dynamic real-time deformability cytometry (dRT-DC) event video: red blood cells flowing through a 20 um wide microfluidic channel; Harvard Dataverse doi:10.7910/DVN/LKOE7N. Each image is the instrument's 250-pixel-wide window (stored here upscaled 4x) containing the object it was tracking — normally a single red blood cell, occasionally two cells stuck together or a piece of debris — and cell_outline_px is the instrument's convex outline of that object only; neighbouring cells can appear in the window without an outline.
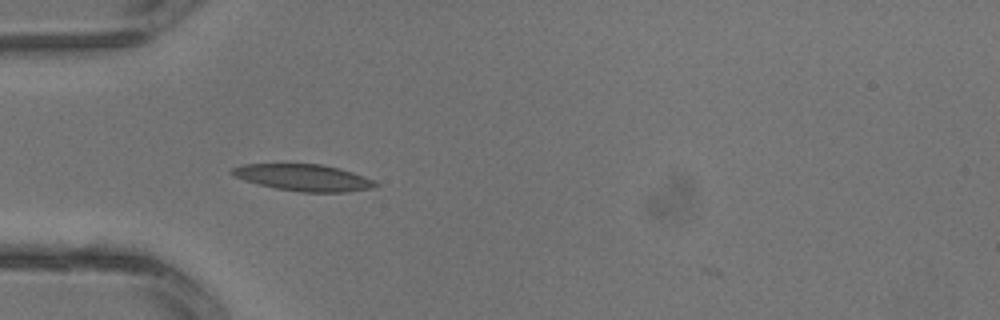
{"species": "common noctule bat (a hibernating species)", "species_latin": "Nyctalus noctula", "temperature_condition": "warm", "stored_images_in_passage": 3, "camera_frame_rate_fps": 3000, "um_per_image_px": 0.085, "animal": {"sex": "male", "body_mass_g": 13.3}, "frame": {"image": 1, "passage_image": 3, "time_ms": 0.667, "image_size_px": [1000, 320], "cell_outline_px": [[380, 184], [368, 188], [344, 192], [304, 192], [276, 188], [244, 180], [228, 172], [232, 168], [244, 164], [324, 164], [340, 168], [376, 180]], "centroid_in_image_um": [25.82, 15.08], "position_along_channel_um": 59.2, "area_um2": 22.08}}